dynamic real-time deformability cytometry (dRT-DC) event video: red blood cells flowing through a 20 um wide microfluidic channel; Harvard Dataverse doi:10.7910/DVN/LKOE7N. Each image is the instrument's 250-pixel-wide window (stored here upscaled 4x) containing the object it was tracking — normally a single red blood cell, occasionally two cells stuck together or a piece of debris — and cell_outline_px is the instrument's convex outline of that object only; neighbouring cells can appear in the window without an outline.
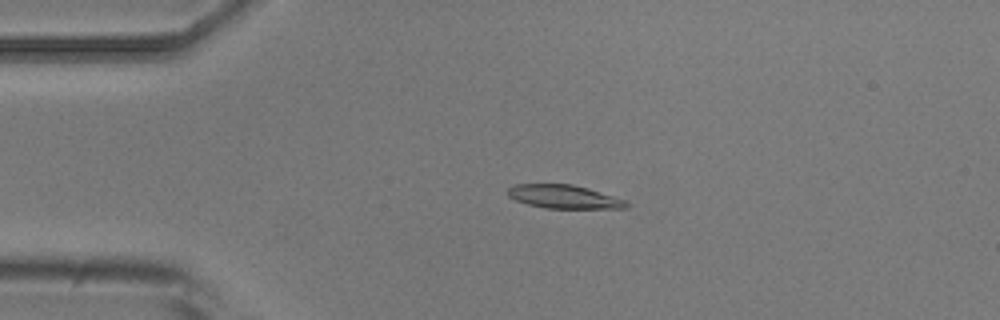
{"species": "common noctule bat (a hibernating species)", "species_latin": "Nyctalus noctula", "temperature_condition": "room temperature", "stored_images_in_passage": 3, "camera_frame_rate_fps": 3000, "um_per_image_px": 0.085, "animal": {"sex": "male", "body_mass_g": 20.5, "forearm_length_mm": 52.5}, "frame": {"image": 1, "passage_image": 2, "time_ms": 1.0, "image_size_px": [1000, 320], "cell_outline_px": [[628, 208], [544, 208], [528, 204], [516, 200], [508, 196], [508, 188], [516, 184], [572, 184], [588, 188], [624, 200], [628, 204]], "centroid_in_image_um": [47.91, 16.72], "position_along_channel_um": 37.1, "area_um2": 16.01}}